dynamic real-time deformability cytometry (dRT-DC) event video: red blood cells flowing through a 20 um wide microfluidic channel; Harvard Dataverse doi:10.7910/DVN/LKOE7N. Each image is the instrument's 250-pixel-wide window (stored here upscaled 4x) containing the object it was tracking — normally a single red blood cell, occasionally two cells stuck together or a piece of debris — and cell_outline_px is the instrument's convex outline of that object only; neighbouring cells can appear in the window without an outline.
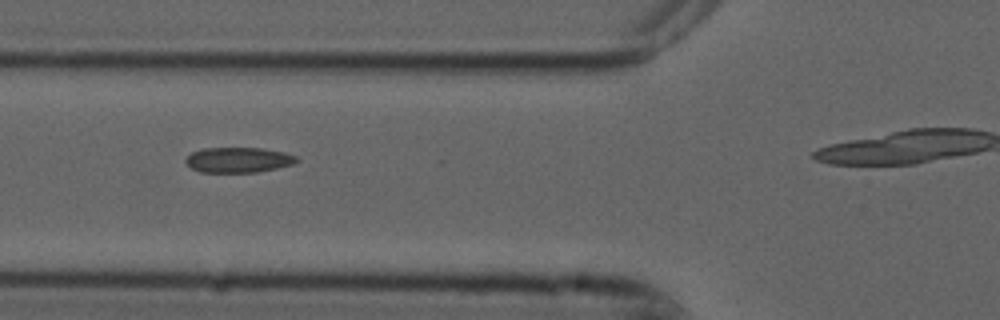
{"species": "common noctule bat (a hibernating species)", "species_latin": "Nyctalus noctula", "temperature_condition": "cold", "stored_images_in_passage": 4, "camera_frame_rate_fps": 3000, "um_per_image_px": 0.085, "animal": {"sex": "male", "forearm_length_mm": 52.5}, "frame": {"image": 1, "passage_image": 3, "time_ms": 0.667, "image_size_px": [1000, 320], "cell_outline_px": [[300, 160], [292, 164], [276, 168], [256, 172], [200, 172], [192, 168], [184, 160], [192, 152], [204, 148], [260, 148], [284, 152], [296, 156]], "centroid_in_image_um": [20.26, 13.59], "position_along_channel_um": 105.5, "area_um2": 16.18}}